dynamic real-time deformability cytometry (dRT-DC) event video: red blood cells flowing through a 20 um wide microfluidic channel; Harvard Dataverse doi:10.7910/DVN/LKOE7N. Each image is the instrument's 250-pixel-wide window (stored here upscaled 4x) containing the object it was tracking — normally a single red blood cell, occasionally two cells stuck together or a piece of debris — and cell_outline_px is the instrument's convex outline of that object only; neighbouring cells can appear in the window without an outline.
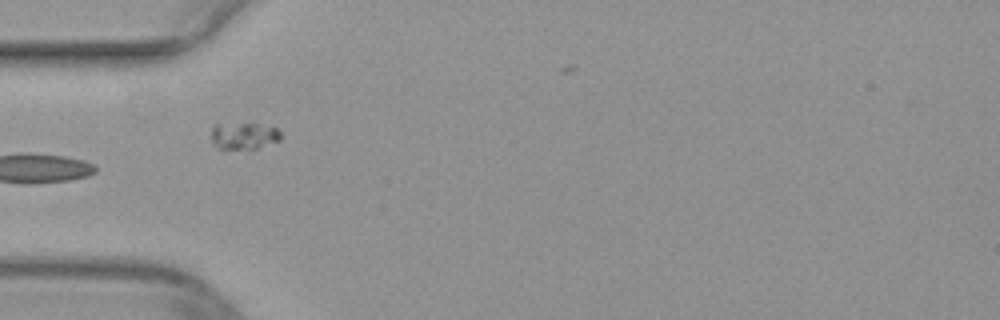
{"species": "common noctule bat (a hibernating species)", "species_latin": "Nyctalus noctula", "temperature_condition": "warm", "stored_images_in_passage": 35, "camera_frame_rate_fps": 3000, "um_per_image_px": 0.085, "animal": {"sex": "female", "body_mass_g": 29.2, "forearm_length_mm": 56.3}, "frame": {"image": 1, "passage_image": 1, "time_ms": 0.0, "image_size_px": [1000, 320], "cell_outline_px": [[280, 140], [256, 148], [216, 148], [212, 144], [212, 128], [216, 124], [256, 124], [276, 128], [280, 132]], "centroid_in_image_um": [20.7, 11.55], "position_along_channel_um": 64.3, "area_um2": 10.52}}
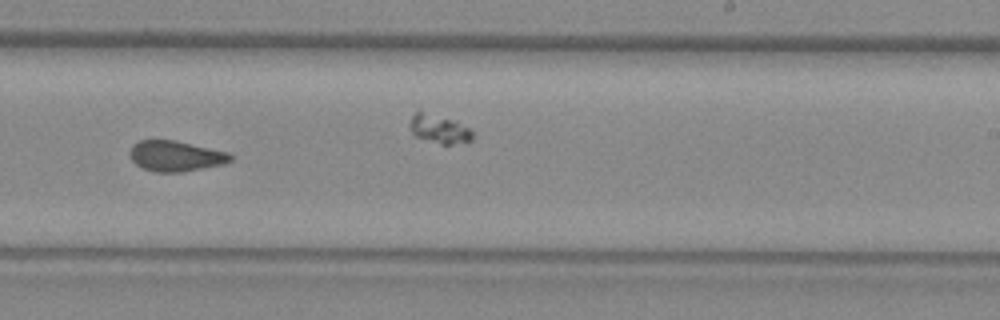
{"frame": {"image": 2, "passage_image": 15, "time_ms": 4.667, "image_size_px": [1000, 320], "cell_outline_px": [[232, 160], [224, 164], [180, 172], [156, 172], [144, 168], [136, 164], [132, 160], [128, 152], [132, 144], [140, 140], [172, 140], [228, 152], [232, 156]], "centroid_in_image_um": [14.9, 13.26], "position_along_channel_um": 274.1, "area_um2": 17.74}}
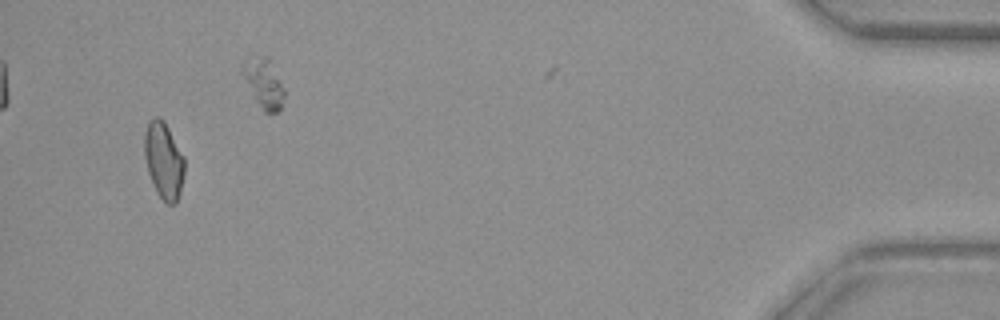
{"frame": {"image": 3, "passage_image": 32, "time_ms": 10.333, "image_size_px": [1000, 320], "cell_outline_px": [[184, 176], [180, 192], [176, 204], [168, 204], [156, 192], [152, 184], [148, 172], [144, 156], [144, 132], [148, 120], [152, 116], [160, 116], [164, 120], [184, 156]], "centroid_in_image_um": [13.9, 13.59], "position_along_channel_um": 421.3, "area_um2": 18.21}}